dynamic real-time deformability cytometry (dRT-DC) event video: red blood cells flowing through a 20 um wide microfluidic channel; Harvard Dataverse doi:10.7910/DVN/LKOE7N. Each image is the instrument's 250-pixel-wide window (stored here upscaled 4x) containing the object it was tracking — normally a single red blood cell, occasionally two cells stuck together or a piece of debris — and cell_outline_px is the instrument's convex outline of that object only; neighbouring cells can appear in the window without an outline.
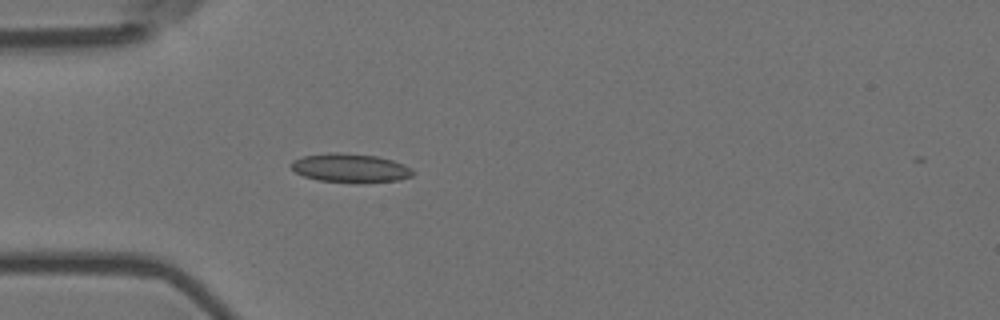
{"species": "Egyptian fruit bat (a non-hibernating species)", "species_latin": "Rousettus aegyptiacus", "temperature_condition": "room temperature", "stored_images_in_passage": 32, "camera_frame_rate_fps": 3000, "um_per_image_px": 0.085, "animal": {"sex": "female"}, "frame": {"image": 1, "passage_image": 1, "time_ms": 0.0, "image_size_px": [1000, 320], "cell_outline_px": [[416, 172], [412, 176], [400, 180], [320, 180], [304, 176], [296, 172], [292, 168], [292, 160], [304, 156], [328, 152], [336, 152], [376, 156], [392, 160], [404, 164], [412, 168]], "centroid_in_image_um": [29.79, 14.23], "position_along_channel_um": 55.2, "area_um2": 19.54}}
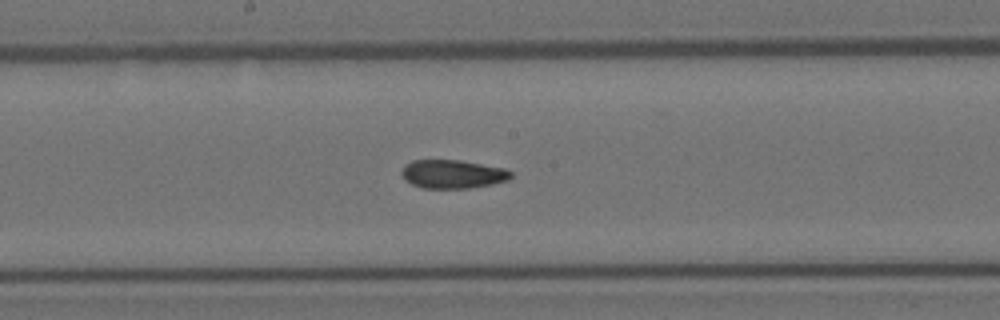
{"frame": {"image": 2, "passage_image": 14, "time_ms": 4.333, "image_size_px": [1000, 320], "cell_outline_px": [[512, 176], [508, 180], [492, 184], [468, 188], [424, 188], [412, 184], [404, 180], [400, 172], [404, 164], [412, 160], [460, 160], [504, 168], [512, 172]], "centroid_in_image_um": [38.44, 14.79], "position_along_channel_um": 209.8, "area_um2": 18.26}}
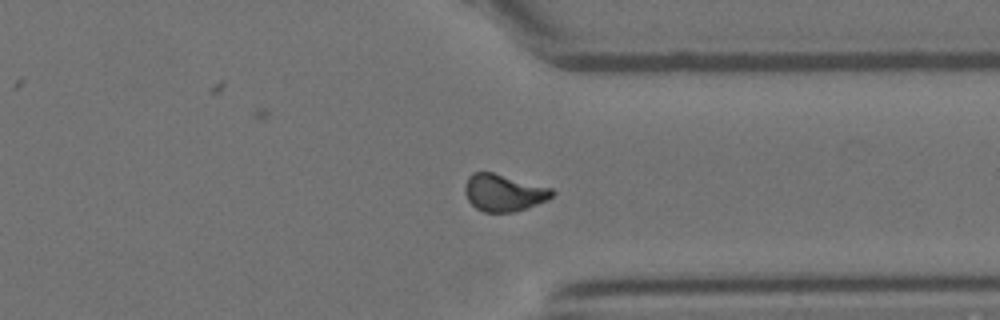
{"frame": {"image": 3, "passage_image": 27, "time_ms": 8.667, "image_size_px": [1000, 320], "cell_outline_px": [[556, 192], [548, 200], [512, 212], [484, 212], [476, 208], [468, 200], [464, 192], [464, 184], [468, 176], [472, 172], [492, 172], [552, 188]], "centroid_in_image_um": [42.79, 16.37], "position_along_channel_um": 368.6, "area_um2": 18.79}, "authors_computed_cell_mechanics": {"area_um2": 18.6694, "velocity_mm_per_s": 3.6942, "shape_relaxation_time_tau1_ms": null, "shape_relaxation_time_tau2_ms": 2.4718, "deformation_change_tau1": null, "deformation_change_tau2": 0.0835}}